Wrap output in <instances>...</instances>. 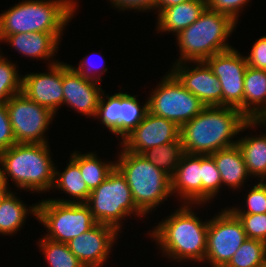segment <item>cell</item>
<instances>
[{
  "mask_svg": "<svg viewBox=\"0 0 266 267\" xmlns=\"http://www.w3.org/2000/svg\"><path fill=\"white\" fill-rule=\"evenodd\" d=\"M238 108L206 106L192 120L180 128L184 153L211 155L237 144L232 138L247 128L257 127Z\"/></svg>",
  "mask_w": 266,
  "mask_h": 267,
  "instance_id": "6da1fadb",
  "label": "cell"
},
{
  "mask_svg": "<svg viewBox=\"0 0 266 267\" xmlns=\"http://www.w3.org/2000/svg\"><path fill=\"white\" fill-rule=\"evenodd\" d=\"M192 206L195 208L196 204H181L174 213L159 222L149 235L169 259L205 263L209 220L202 221L193 212Z\"/></svg>",
  "mask_w": 266,
  "mask_h": 267,
  "instance_id": "7a4b0ae2",
  "label": "cell"
},
{
  "mask_svg": "<svg viewBox=\"0 0 266 267\" xmlns=\"http://www.w3.org/2000/svg\"><path fill=\"white\" fill-rule=\"evenodd\" d=\"M75 0H25L0 14V41L18 33H63L76 12Z\"/></svg>",
  "mask_w": 266,
  "mask_h": 267,
  "instance_id": "3957f363",
  "label": "cell"
},
{
  "mask_svg": "<svg viewBox=\"0 0 266 267\" xmlns=\"http://www.w3.org/2000/svg\"><path fill=\"white\" fill-rule=\"evenodd\" d=\"M48 143H16L0 152L3 179L8 177L15 186L32 193L46 192L54 184L55 165Z\"/></svg>",
  "mask_w": 266,
  "mask_h": 267,
  "instance_id": "277c9868",
  "label": "cell"
},
{
  "mask_svg": "<svg viewBox=\"0 0 266 267\" xmlns=\"http://www.w3.org/2000/svg\"><path fill=\"white\" fill-rule=\"evenodd\" d=\"M236 25L229 16L206 7L193 24L175 35L180 51L175 63L206 61L232 48L226 41Z\"/></svg>",
  "mask_w": 266,
  "mask_h": 267,
  "instance_id": "5b68a950",
  "label": "cell"
},
{
  "mask_svg": "<svg viewBox=\"0 0 266 267\" xmlns=\"http://www.w3.org/2000/svg\"><path fill=\"white\" fill-rule=\"evenodd\" d=\"M116 168L126 178L136 207L144 214L166 201L171 191V176L149 162L142 154L122 148Z\"/></svg>",
  "mask_w": 266,
  "mask_h": 267,
  "instance_id": "8992f818",
  "label": "cell"
},
{
  "mask_svg": "<svg viewBox=\"0 0 266 267\" xmlns=\"http://www.w3.org/2000/svg\"><path fill=\"white\" fill-rule=\"evenodd\" d=\"M96 223L107 224L118 231L130 215L145 216L135 205L126 178L115 167L108 177L91 191L86 202ZM121 222V223H120Z\"/></svg>",
  "mask_w": 266,
  "mask_h": 267,
  "instance_id": "52a82bcc",
  "label": "cell"
},
{
  "mask_svg": "<svg viewBox=\"0 0 266 267\" xmlns=\"http://www.w3.org/2000/svg\"><path fill=\"white\" fill-rule=\"evenodd\" d=\"M36 220L46 227L45 238L66 244L96 224L86 203H62L50 198L37 203Z\"/></svg>",
  "mask_w": 266,
  "mask_h": 267,
  "instance_id": "ba28073f",
  "label": "cell"
},
{
  "mask_svg": "<svg viewBox=\"0 0 266 267\" xmlns=\"http://www.w3.org/2000/svg\"><path fill=\"white\" fill-rule=\"evenodd\" d=\"M147 98L148 111L174 122L180 128L206 106L168 72Z\"/></svg>",
  "mask_w": 266,
  "mask_h": 267,
  "instance_id": "9c48e42d",
  "label": "cell"
},
{
  "mask_svg": "<svg viewBox=\"0 0 266 267\" xmlns=\"http://www.w3.org/2000/svg\"><path fill=\"white\" fill-rule=\"evenodd\" d=\"M6 108L16 143H48L44 132L55 113L28 99L22 92L12 96Z\"/></svg>",
  "mask_w": 266,
  "mask_h": 267,
  "instance_id": "30bf717a",
  "label": "cell"
},
{
  "mask_svg": "<svg viewBox=\"0 0 266 267\" xmlns=\"http://www.w3.org/2000/svg\"><path fill=\"white\" fill-rule=\"evenodd\" d=\"M209 219L205 261L212 267H224L247 240L242 222L229 209Z\"/></svg>",
  "mask_w": 266,
  "mask_h": 267,
  "instance_id": "8fae6325",
  "label": "cell"
},
{
  "mask_svg": "<svg viewBox=\"0 0 266 267\" xmlns=\"http://www.w3.org/2000/svg\"><path fill=\"white\" fill-rule=\"evenodd\" d=\"M138 101L136 95L120 91L110 96L103 91L95 118L117 135L118 139L120 135L122 140L143 120L148 111V100L143 106Z\"/></svg>",
  "mask_w": 266,
  "mask_h": 267,
  "instance_id": "7c38bea8",
  "label": "cell"
},
{
  "mask_svg": "<svg viewBox=\"0 0 266 267\" xmlns=\"http://www.w3.org/2000/svg\"><path fill=\"white\" fill-rule=\"evenodd\" d=\"M219 79L222 88V106L238 108L243 113L245 56L235 48L219 52L205 61Z\"/></svg>",
  "mask_w": 266,
  "mask_h": 267,
  "instance_id": "4fadbf2b",
  "label": "cell"
},
{
  "mask_svg": "<svg viewBox=\"0 0 266 267\" xmlns=\"http://www.w3.org/2000/svg\"><path fill=\"white\" fill-rule=\"evenodd\" d=\"M180 139V127L147 111L143 120L121 141L123 149L136 154Z\"/></svg>",
  "mask_w": 266,
  "mask_h": 267,
  "instance_id": "5bb4252c",
  "label": "cell"
},
{
  "mask_svg": "<svg viewBox=\"0 0 266 267\" xmlns=\"http://www.w3.org/2000/svg\"><path fill=\"white\" fill-rule=\"evenodd\" d=\"M118 233L110 225L96 223L90 230L70 240L67 246L84 267H102L107 262Z\"/></svg>",
  "mask_w": 266,
  "mask_h": 267,
  "instance_id": "9a60e30c",
  "label": "cell"
},
{
  "mask_svg": "<svg viewBox=\"0 0 266 267\" xmlns=\"http://www.w3.org/2000/svg\"><path fill=\"white\" fill-rule=\"evenodd\" d=\"M169 71L205 106H222L221 83L205 61L173 63Z\"/></svg>",
  "mask_w": 266,
  "mask_h": 267,
  "instance_id": "2e32d148",
  "label": "cell"
},
{
  "mask_svg": "<svg viewBox=\"0 0 266 267\" xmlns=\"http://www.w3.org/2000/svg\"><path fill=\"white\" fill-rule=\"evenodd\" d=\"M63 105L70 106L78 113L94 117L97 112L102 88L99 81L76 72L71 65L62 63Z\"/></svg>",
  "mask_w": 266,
  "mask_h": 267,
  "instance_id": "e0dca14e",
  "label": "cell"
},
{
  "mask_svg": "<svg viewBox=\"0 0 266 267\" xmlns=\"http://www.w3.org/2000/svg\"><path fill=\"white\" fill-rule=\"evenodd\" d=\"M49 72L22 76L21 92L30 100L56 114L63 105L62 62L47 66Z\"/></svg>",
  "mask_w": 266,
  "mask_h": 267,
  "instance_id": "ac0fdd59",
  "label": "cell"
},
{
  "mask_svg": "<svg viewBox=\"0 0 266 267\" xmlns=\"http://www.w3.org/2000/svg\"><path fill=\"white\" fill-rule=\"evenodd\" d=\"M202 155L184 153L171 176L172 194L183 204L202 205Z\"/></svg>",
  "mask_w": 266,
  "mask_h": 267,
  "instance_id": "d6986e66",
  "label": "cell"
},
{
  "mask_svg": "<svg viewBox=\"0 0 266 267\" xmlns=\"http://www.w3.org/2000/svg\"><path fill=\"white\" fill-rule=\"evenodd\" d=\"M63 33H18L8 35L3 42H7L8 45L13 47L18 53L33 58V59H45L50 62L48 66L58 63L54 61V56L58 51L57 46ZM53 60L52 62L49 60Z\"/></svg>",
  "mask_w": 266,
  "mask_h": 267,
  "instance_id": "ffe728a7",
  "label": "cell"
},
{
  "mask_svg": "<svg viewBox=\"0 0 266 267\" xmlns=\"http://www.w3.org/2000/svg\"><path fill=\"white\" fill-rule=\"evenodd\" d=\"M206 0H188L162 9L157 17V31L176 35L193 24L206 9Z\"/></svg>",
  "mask_w": 266,
  "mask_h": 267,
  "instance_id": "44dd1931",
  "label": "cell"
},
{
  "mask_svg": "<svg viewBox=\"0 0 266 267\" xmlns=\"http://www.w3.org/2000/svg\"><path fill=\"white\" fill-rule=\"evenodd\" d=\"M220 172L222 186L240 189L250 175L248 174L243 155L236 145L221 149L210 155Z\"/></svg>",
  "mask_w": 266,
  "mask_h": 267,
  "instance_id": "7402d4cb",
  "label": "cell"
},
{
  "mask_svg": "<svg viewBox=\"0 0 266 267\" xmlns=\"http://www.w3.org/2000/svg\"><path fill=\"white\" fill-rule=\"evenodd\" d=\"M266 110V70L247 66L244 75L243 114L257 120Z\"/></svg>",
  "mask_w": 266,
  "mask_h": 267,
  "instance_id": "603a6c76",
  "label": "cell"
},
{
  "mask_svg": "<svg viewBox=\"0 0 266 267\" xmlns=\"http://www.w3.org/2000/svg\"><path fill=\"white\" fill-rule=\"evenodd\" d=\"M56 169L55 166L52 190L53 188L58 189L59 191L61 190L65 192L66 195L69 194V196L73 197V200L58 198H52V200L62 203H86L91 191L83 180L80 167L70 158L69 163L63 172H59Z\"/></svg>",
  "mask_w": 266,
  "mask_h": 267,
  "instance_id": "cb8c5ba5",
  "label": "cell"
},
{
  "mask_svg": "<svg viewBox=\"0 0 266 267\" xmlns=\"http://www.w3.org/2000/svg\"><path fill=\"white\" fill-rule=\"evenodd\" d=\"M30 213L37 218V204L27 207L10 191L0 204V234L10 236L16 234Z\"/></svg>",
  "mask_w": 266,
  "mask_h": 267,
  "instance_id": "d4e9b609",
  "label": "cell"
},
{
  "mask_svg": "<svg viewBox=\"0 0 266 267\" xmlns=\"http://www.w3.org/2000/svg\"><path fill=\"white\" fill-rule=\"evenodd\" d=\"M248 171L251 177H259L260 181H266V134L239 138L237 141Z\"/></svg>",
  "mask_w": 266,
  "mask_h": 267,
  "instance_id": "484cf974",
  "label": "cell"
},
{
  "mask_svg": "<svg viewBox=\"0 0 266 267\" xmlns=\"http://www.w3.org/2000/svg\"><path fill=\"white\" fill-rule=\"evenodd\" d=\"M94 152L81 154L78 151L71 153L70 158L80 167V172L90 191L97 188L116 167V162L101 161Z\"/></svg>",
  "mask_w": 266,
  "mask_h": 267,
  "instance_id": "4316f807",
  "label": "cell"
},
{
  "mask_svg": "<svg viewBox=\"0 0 266 267\" xmlns=\"http://www.w3.org/2000/svg\"><path fill=\"white\" fill-rule=\"evenodd\" d=\"M184 154L182 140L147 149L142 155L157 168L172 176Z\"/></svg>",
  "mask_w": 266,
  "mask_h": 267,
  "instance_id": "83f0119b",
  "label": "cell"
},
{
  "mask_svg": "<svg viewBox=\"0 0 266 267\" xmlns=\"http://www.w3.org/2000/svg\"><path fill=\"white\" fill-rule=\"evenodd\" d=\"M224 267H266V243L247 239Z\"/></svg>",
  "mask_w": 266,
  "mask_h": 267,
  "instance_id": "f1b7e54d",
  "label": "cell"
},
{
  "mask_svg": "<svg viewBox=\"0 0 266 267\" xmlns=\"http://www.w3.org/2000/svg\"><path fill=\"white\" fill-rule=\"evenodd\" d=\"M38 244L49 267H84L66 243L55 242L42 237Z\"/></svg>",
  "mask_w": 266,
  "mask_h": 267,
  "instance_id": "f546056e",
  "label": "cell"
},
{
  "mask_svg": "<svg viewBox=\"0 0 266 267\" xmlns=\"http://www.w3.org/2000/svg\"><path fill=\"white\" fill-rule=\"evenodd\" d=\"M17 68L16 64L0 54V103H7L12 96L21 93L22 76Z\"/></svg>",
  "mask_w": 266,
  "mask_h": 267,
  "instance_id": "4dcf8cb0",
  "label": "cell"
},
{
  "mask_svg": "<svg viewBox=\"0 0 266 267\" xmlns=\"http://www.w3.org/2000/svg\"><path fill=\"white\" fill-rule=\"evenodd\" d=\"M202 205L217 197L222 187V180L214 159L210 155H202Z\"/></svg>",
  "mask_w": 266,
  "mask_h": 267,
  "instance_id": "1f68e13d",
  "label": "cell"
},
{
  "mask_svg": "<svg viewBox=\"0 0 266 267\" xmlns=\"http://www.w3.org/2000/svg\"><path fill=\"white\" fill-rule=\"evenodd\" d=\"M259 181L251 187L246 198V208L229 207L234 214H264L266 213V182Z\"/></svg>",
  "mask_w": 266,
  "mask_h": 267,
  "instance_id": "d6a6232c",
  "label": "cell"
},
{
  "mask_svg": "<svg viewBox=\"0 0 266 267\" xmlns=\"http://www.w3.org/2000/svg\"><path fill=\"white\" fill-rule=\"evenodd\" d=\"M235 215L242 222L248 239H256L266 243V213Z\"/></svg>",
  "mask_w": 266,
  "mask_h": 267,
  "instance_id": "836d02e7",
  "label": "cell"
},
{
  "mask_svg": "<svg viewBox=\"0 0 266 267\" xmlns=\"http://www.w3.org/2000/svg\"><path fill=\"white\" fill-rule=\"evenodd\" d=\"M251 0H206L207 8L229 16L234 22H238L240 11Z\"/></svg>",
  "mask_w": 266,
  "mask_h": 267,
  "instance_id": "e575fe53",
  "label": "cell"
},
{
  "mask_svg": "<svg viewBox=\"0 0 266 267\" xmlns=\"http://www.w3.org/2000/svg\"><path fill=\"white\" fill-rule=\"evenodd\" d=\"M16 144L6 103H0V152Z\"/></svg>",
  "mask_w": 266,
  "mask_h": 267,
  "instance_id": "d590c367",
  "label": "cell"
},
{
  "mask_svg": "<svg viewBox=\"0 0 266 267\" xmlns=\"http://www.w3.org/2000/svg\"><path fill=\"white\" fill-rule=\"evenodd\" d=\"M245 59L248 66L266 70V36H262L256 40L250 54L245 56Z\"/></svg>",
  "mask_w": 266,
  "mask_h": 267,
  "instance_id": "8d00e7d4",
  "label": "cell"
},
{
  "mask_svg": "<svg viewBox=\"0 0 266 267\" xmlns=\"http://www.w3.org/2000/svg\"><path fill=\"white\" fill-rule=\"evenodd\" d=\"M114 8L125 11L136 10V11H151L157 8L158 0H109Z\"/></svg>",
  "mask_w": 266,
  "mask_h": 267,
  "instance_id": "74e56055",
  "label": "cell"
},
{
  "mask_svg": "<svg viewBox=\"0 0 266 267\" xmlns=\"http://www.w3.org/2000/svg\"><path fill=\"white\" fill-rule=\"evenodd\" d=\"M86 56L87 57L86 58L84 57V59L78 64V67H73L72 65H71V67L76 72H78L80 74H83L87 78H90V79H93V80H96V81H99V82L102 81V77L101 76L104 75V73L107 71L108 67H106L105 65H102L103 67L101 68V70H97L99 68H96L95 69V67L93 66L94 64L91 65L92 64V61L89 62L91 60V58H89L88 55H86ZM101 60L103 62L104 61V58L102 57ZM102 62H100V64ZM95 66H96V64H95ZM104 66H105V68H104Z\"/></svg>",
  "mask_w": 266,
  "mask_h": 267,
  "instance_id": "f35d334b",
  "label": "cell"
},
{
  "mask_svg": "<svg viewBox=\"0 0 266 267\" xmlns=\"http://www.w3.org/2000/svg\"><path fill=\"white\" fill-rule=\"evenodd\" d=\"M188 0H158L156 12H160L162 9L177 5L183 2H186ZM158 10V11H157Z\"/></svg>",
  "mask_w": 266,
  "mask_h": 267,
  "instance_id": "ab89813d",
  "label": "cell"
},
{
  "mask_svg": "<svg viewBox=\"0 0 266 267\" xmlns=\"http://www.w3.org/2000/svg\"><path fill=\"white\" fill-rule=\"evenodd\" d=\"M10 190L11 189H9L8 185L5 182L3 184H0V204L6 197V195L10 192Z\"/></svg>",
  "mask_w": 266,
  "mask_h": 267,
  "instance_id": "60d3db41",
  "label": "cell"
},
{
  "mask_svg": "<svg viewBox=\"0 0 266 267\" xmlns=\"http://www.w3.org/2000/svg\"><path fill=\"white\" fill-rule=\"evenodd\" d=\"M258 122V126L259 125H266V110L263 112V114L256 120Z\"/></svg>",
  "mask_w": 266,
  "mask_h": 267,
  "instance_id": "b9f144b4",
  "label": "cell"
},
{
  "mask_svg": "<svg viewBox=\"0 0 266 267\" xmlns=\"http://www.w3.org/2000/svg\"><path fill=\"white\" fill-rule=\"evenodd\" d=\"M4 183V179H3V170H2V162L0 159V184Z\"/></svg>",
  "mask_w": 266,
  "mask_h": 267,
  "instance_id": "7bdbcfd3",
  "label": "cell"
}]
</instances>
